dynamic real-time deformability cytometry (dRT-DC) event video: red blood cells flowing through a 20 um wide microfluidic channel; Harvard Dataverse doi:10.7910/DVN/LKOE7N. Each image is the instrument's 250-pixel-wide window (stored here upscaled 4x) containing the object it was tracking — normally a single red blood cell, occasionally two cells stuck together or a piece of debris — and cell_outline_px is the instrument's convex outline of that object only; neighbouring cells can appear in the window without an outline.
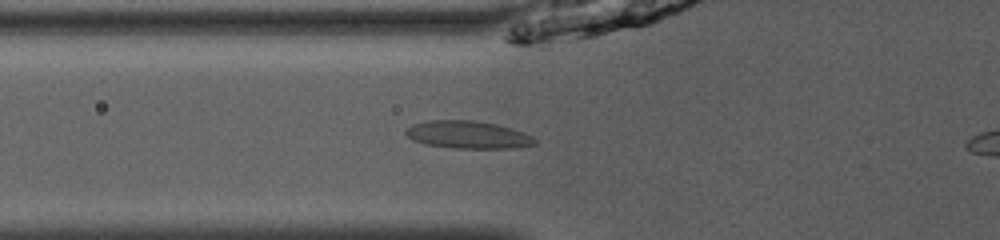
{"species": "common noctule bat (a hibernating species)", "species_latin": "Nyctalus noctula", "temperature_condition": "room temperature", "stored_images_in_passage": 49, "camera_frame_rate_fps": 3000, "um_per_image_px": 0.085, "animal": {"sex": "male", "body_mass_g": 13.0, "forearm_length_mm": 53.1}, "frame": {"image": 1, "passage_image": 21, "time_ms": 6.667, "image_size_px": [1000, 240], "cell_outline_px": [[536, 144], [516, 148], [456, 148], [424, 144], [412, 140], [404, 132], [412, 124], [428, 120], [476, 120], [496, 124], [512, 128], [532, 136], [536, 140]], "centroid_in_image_um": [39.77, 11.45], "position_along_channel_um": 86.0, "area_um2": 20.81}}
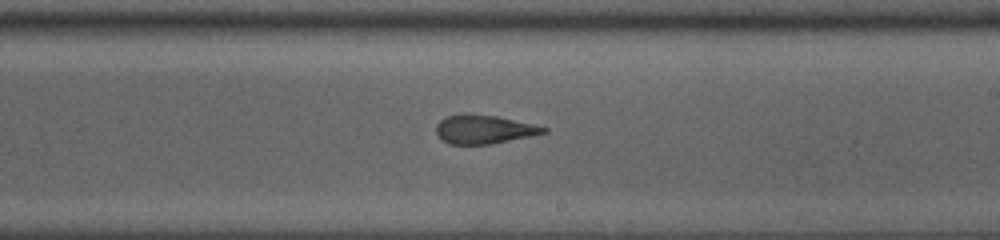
{"frame": {"image": 2, "passage_image": 33, "time_ms": 10.667, "image_size_px": [1000, 240], "cell_outline_px": [[548, 132], [492, 144], [448, 144], [436, 132], [436, 124], [440, 120], [448, 116], [464, 112], [496, 116], [548, 128]], "centroid_in_image_um": [41.1, 10.98], "position_along_channel_um": 247.9, "area_um2": 17.86}}
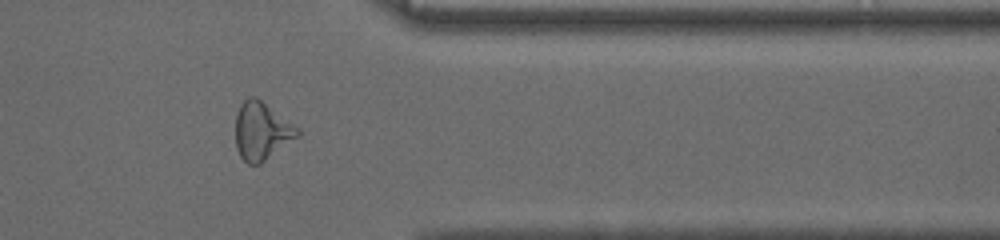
{"frame": {"image": 3, "passage_image": 44, "time_ms": 14.333, "image_size_px": [1000, 240], "cell_outline_px": [[300, 136], [260, 164], [248, 164], [240, 156], [236, 148], [236, 112], [240, 104], [248, 96], [256, 96], [296, 128], [300, 132]], "centroid_in_image_um": [22.2, 11.15], "position_along_channel_um": 389.2, "area_um2": 20.63}}